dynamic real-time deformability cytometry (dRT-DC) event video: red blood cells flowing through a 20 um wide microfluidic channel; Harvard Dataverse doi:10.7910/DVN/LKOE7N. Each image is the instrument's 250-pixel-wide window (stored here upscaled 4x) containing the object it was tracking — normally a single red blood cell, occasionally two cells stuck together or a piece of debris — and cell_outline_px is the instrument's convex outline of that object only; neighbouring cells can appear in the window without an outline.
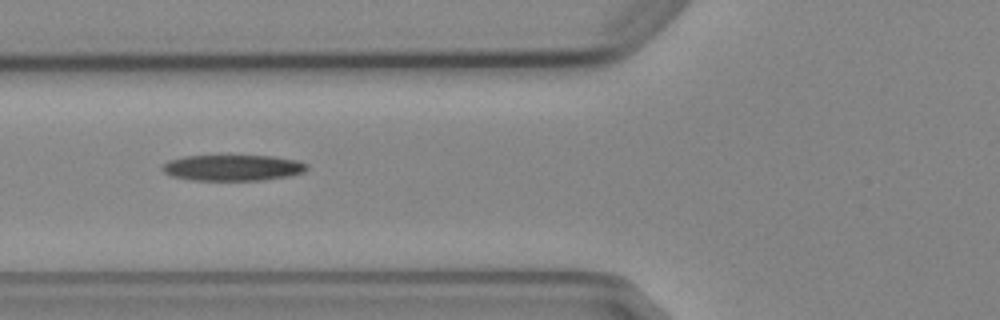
{"species": "Egyptian fruit bat (a non-hibernating species)", "species_latin": "Rousettus aegyptiacus", "temperature_condition": "cold", "stored_images_in_passage": 7, "camera_frame_rate_fps": 3000, "um_per_image_px": 0.085, "animal": {"sex": "female"}, "frame": {"image": 1, "passage_image": 6, "time_ms": 6.333, "image_size_px": [1000, 320], "cell_outline_px": [[308, 168], [304, 172], [288, 176], [264, 180], [192, 180], [172, 176], [164, 172], [160, 168], [168, 160], [184, 156], [272, 156], [296, 160], [308, 164]], "centroid_in_image_um": [19.78, 14.26], "position_along_channel_um": 106.0, "area_um2": 21.85}}